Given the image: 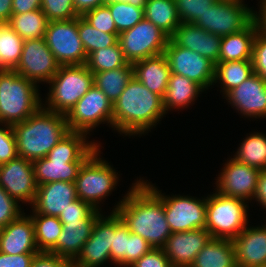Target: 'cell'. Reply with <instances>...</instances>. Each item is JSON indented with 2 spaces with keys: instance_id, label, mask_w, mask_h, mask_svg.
<instances>
[{
  "instance_id": "obj_1",
  "label": "cell",
  "mask_w": 266,
  "mask_h": 267,
  "mask_svg": "<svg viewBox=\"0 0 266 267\" xmlns=\"http://www.w3.org/2000/svg\"><path fill=\"white\" fill-rule=\"evenodd\" d=\"M132 182L109 211L116 212L129 231L144 238L152 248H163L172 234L163 200L142 176Z\"/></svg>"
},
{
  "instance_id": "obj_2",
  "label": "cell",
  "mask_w": 266,
  "mask_h": 267,
  "mask_svg": "<svg viewBox=\"0 0 266 267\" xmlns=\"http://www.w3.org/2000/svg\"><path fill=\"white\" fill-rule=\"evenodd\" d=\"M166 115L163 98L133 77L113 104V131L122 138H141L153 132Z\"/></svg>"
},
{
  "instance_id": "obj_3",
  "label": "cell",
  "mask_w": 266,
  "mask_h": 267,
  "mask_svg": "<svg viewBox=\"0 0 266 267\" xmlns=\"http://www.w3.org/2000/svg\"><path fill=\"white\" fill-rule=\"evenodd\" d=\"M102 142L82 132L69 131L47 154L33 161L37 186L55 181L75 183L83 163Z\"/></svg>"
},
{
  "instance_id": "obj_4",
  "label": "cell",
  "mask_w": 266,
  "mask_h": 267,
  "mask_svg": "<svg viewBox=\"0 0 266 267\" xmlns=\"http://www.w3.org/2000/svg\"><path fill=\"white\" fill-rule=\"evenodd\" d=\"M17 154L33 162L44 158L69 132L66 115L41 107L23 122L12 125Z\"/></svg>"
},
{
  "instance_id": "obj_5",
  "label": "cell",
  "mask_w": 266,
  "mask_h": 267,
  "mask_svg": "<svg viewBox=\"0 0 266 267\" xmlns=\"http://www.w3.org/2000/svg\"><path fill=\"white\" fill-rule=\"evenodd\" d=\"M42 87L15 70H0V124L23 122L42 107Z\"/></svg>"
},
{
  "instance_id": "obj_6",
  "label": "cell",
  "mask_w": 266,
  "mask_h": 267,
  "mask_svg": "<svg viewBox=\"0 0 266 267\" xmlns=\"http://www.w3.org/2000/svg\"><path fill=\"white\" fill-rule=\"evenodd\" d=\"M100 146L81 166L75 180L77 197L89 203L95 210L103 212L104 202L114 196L122 179L117 168L105 159ZM102 154V155H101ZM103 156V157H102ZM118 171V172H117Z\"/></svg>"
},
{
  "instance_id": "obj_7",
  "label": "cell",
  "mask_w": 266,
  "mask_h": 267,
  "mask_svg": "<svg viewBox=\"0 0 266 267\" xmlns=\"http://www.w3.org/2000/svg\"><path fill=\"white\" fill-rule=\"evenodd\" d=\"M42 107L67 115L76 103L94 86V75L86 64L62 65L47 83Z\"/></svg>"
},
{
  "instance_id": "obj_8",
  "label": "cell",
  "mask_w": 266,
  "mask_h": 267,
  "mask_svg": "<svg viewBox=\"0 0 266 267\" xmlns=\"http://www.w3.org/2000/svg\"><path fill=\"white\" fill-rule=\"evenodd\" d=\"M249 208L247 201L221 195L214 189L207 194L205 229L212 238L234 240L252 221Z\"/></svg>"
},
{
  "instance_id": "obj_9",
  "label": "cell",
  "mask_w": 266,
  "mask_h": 267,
  "mask_svg": "<svg viewBox=\"0 0 266 267\" xmlns=\"http://www.w3.org/2000/svg\"><path fill=\"white\" fill-rule=\"evenodd\" d=\"M143 180L162 198L170 231L184 232L204 229L206 226L207 194L199 197L189 194H166L150 179ZM163 191V192H162Z\"/></svg>"
},
{
  "instance_id": "obj_10",
  "label": "cell",
  "mask_w": 266,
  "mask_h": 267,
  "mask_svg": "<svg viewBox=\"0 0 266 267\" xmlns=\"http://www.w3.org/2000/svg\"><path fill=\"white\" fill-rule=\"evenodd\" d=\"M69 131L82 132L89 137L100 125L113 132V104L96 86H92L66 115ZM92 132V133H91Z\"/></svg>"
},
{
  "instance_id": "obj_11",
  "label": "cell",
  "mask_w": 266,
  "mask_h": 267,
  "mask_svg": "<svg viewBox=\"0 0 266 267\" xmlns=\"http://www.w3.org/2000/svg\"><path fill=\"white\" fill-rule=\"evenodd\" d=\"M247 0H217L193 24L212 34L224 37L238 33L253 21V8Z\"/></svg>"
},
{
  "instance_id": "obj_12",
  "label": "cell",
  "mask_w": 266,
  "mask_h": 267,
  "mask_svg": "<svg viewBox=\"0 0 266 267\" xmlns=\"http://www.w3.org/2000/svg\"><path fill=\"white\" fill-rule=\"evenodd\" d=\"M118 37L122 52L131 64L163 54L169 40L162 30L145 18Z\"/></svg>"
},
{
  "instance_id": "obj_13",
  "label": "cell",
  "mask_w": 266,
  "mask_h": 267,
  "mask_svg": "<svg viewBox=\"0 0 266 267\" xmlns=\"http://www.w3.org/2000/svg\"><path fill=\"white\" fill-rule=\"evenodd\" d=\"M44 39L60 66L86 64L88 56L79 38L78 18L49 21Z\"/></svg>"
},
{
  "instance_id": "obj_14",
  "label": "cell",
  "mask_w": 266,
  "mask_h": 267,
  "mask_svg": "<svg viewBox=\"0 0 266 267\" xmlns=\"http://www.w3.org/2000/svg\"><path fill=\"white\" fill-rule=\"evenodd\" d=\"M223 161L225 162L222 163V168L216 174L217 177L213 179L215 180V183L212 184L213 189L221 195L239 198L250 203L261 170L241 163L230 155Z\"/></svg>"
},
{
  "instance_id": "obj_15",
  "label": "cell",
  "mask_w": 266,
  "mask_h": 267,
  "mask_svg": "<svg viewBox=\"0 0 266 267\" xmlns=\"http://www.w3.org/2000/svg\"><path fill=\"white\" fill-rule=\"evenodd\" d=\"M164 54L171 73L182 75L200 85L206 92L212 89L215 64L208 58L176 45L170 38Z\"/></svg>"
},
{
  "instance_id": "obj_16",
  "label": "cell",
  "mask_w": 266,
  "mask_h": 267,
  "mask_svg": "<svg viewBox=\"0 0 266 267\" xmlns=\"http://www.w3.org/2000/svg\"><path fill=\"white\" fill-rule=\"evenodd\" d=\"M60 64L47 46L44 37L24 40L20 61L15 71L37 86L47 84Z\"/></svg>"
},
{
  "instance_id": "obj_17",
  "label": "cell",
  "mask_w": 266,
  "mask_h": 267,
  "mask_svg": "<svg viewBox=\"0 0 266 267\" xmlns=\"http://www.w3.org/2000/svg\"><path fill=\"white\" fill-rule=\"evenodd\" d=\"M113 212L104 211L95 221L90 238L72 261L73 267H107L111 263Z\"/></svg>"
},
{
  "instance_id": "obj_18",
  "label": "cell",
  "mask_w": 266,
  "mask_h": 267,
  "mask_svg": "<svg viewBox=\"0 0 266 267\" xmlns=\"http://www.w3.org/2000/svg\"><path fill=\"white\" fill-rule=\"evenodd\" d=\"M0 186L20 205L30 208L34 204L37 193L33 163L17 156L1 164Z\"/></svg>"
},
{
  "instance_id": "obj_19",
  "label": "cell",
  "mask_w": 266,
  "mask_h": 267,
  "mask_svg": "<svg viewBox=\"0 0 266 267\" xmlns=\"http://www.w3.org/2000/svg\"><path fill=\"white\" fill-rule=\"evenodd\" d=\"M222 99L244 120H266V82L258 74L254 73Z\"/></svg>"
},
{
  "instance_id": "obj_20",
  "label": "cell",
  "mask_w": 266,
  "mask_h": 267,
  "mask_svg": "<svg viewBox=\"0 0 266 267\" xmlns=\"http://www.w3.org/2000/svg\"><path fill=\"white\" fill-rule=\"evenodd\" d=\"M264 223H263V222ZM253 222L232 240L237 267H266V220ZM253 224V225H252Z\"/></svg>"
},
{
  "instance_id": "obj_21",
  "label": "cell",
  "mask_w": 266,
  "mask_h": 267,
  "mask_svg": "<svg viewBox=\"0 0 266 267\" xmlns=\"http://www.w3.org/2000/svg\"><path fill=\"white\" fill-rule=\"evenodd\" d=\"M211 238L205 228L173 232L162 249L173 267H190Z\"/></svg>"
},
{
  "instance_id": "obj_22",
  "label": "cell",
  "mask_w": 266,
  "mask_h": 267,
  "mask_svg": "<svg viewBox=\"0 0 266 267\" xmlns=\"http://www.w3.org/2000/svg\"><path fill=\"white\" fill-rule=\"evenodd\" d=\"M78 199L75 183L65 181L49 182L37 186L34 204L28 214H44L58 217L71 202ZM30 210V211H29Z\"/></svg>"
},
{
  "instance_id": "obj_23",
  "label": "cell",
  "mask_w": 266,
  "mask_h": 267,
  "mask_svg": "<svg viewBox=\"0 0 266 267\" xmlns=\"http://www.w3.org/2000/svg\"><path fill=\"white\" fill-rule=\"evenodd\" d=\"M23 212L17 219L0 229V252L4 254L38 253L33 220Z\"/></svg>"
},
{
  "instance_id": "obj_24",
  "label": "cell",
  "mask_w": 266,
  "mask_h": 267,
  "mask_svg": "<svg viewBox=\"0 0 266 267\" xmlns=\"http://www.w3.org/2000/svg\"><path fill=\"white\" fill-rule=\"evenodd\" d=\"M170 39L176 45L208 58L214 64L219 61L222 37L207 32L192 23L181 22Z\"/></svg>"
},
{
  "instance_id": "obj_25",
  "label": "cell",
  "mask_w": 266,
  "mask_h": 267,
  "mask_svg": "<svg viewBox=\"0 0 266 267\" xmlns=\"http://www.w3.org/2000/svg\"><path fill=\"white\" fill-rule=\"evenodd\" d=\"M133 77L149 91L164 98L171 75L166 55L160 54L132 63Z\"/></svg>"
},
{
  "instance_id": "obj_26",
  "label": "cell",
  "mask_w": 266,
  "mask_h": 267,
  "mask_svg": "<svg viewBox=\"0 0 266 267\" xmlns=\"http://www.w3.org/2000/svg\"><path fill=\"white\" fill-rule=\"evenodd\" d=\"M207 92L197 83L187 77L171 73L167 90L163 98V106L166 114L173 112H183L185 109H190L196 102L200 100L198 97H203L202 94Z\"/></svg>"
},
{
  "instance_id": "obj_27",
  "label": "cell",
  "mask_w": 266,
  "mask_h": 267,
  "mask_svg": "<svg viewBox=\"0 0 266 267\" xmlns=\"http://www.w3.org/2000/svg\"><path fill=\"white\" fill-rule=\"evenodd\" d=\"M95 221L62 222L63 231L58 237L57 244L49 252L73 261L90 238Z\"/></svg>"
},
{
  "instance_id": "obj_28",
  "label": "cell",
  "mask_w": 266,
  "mask_h": 267,
  "mask_svg": "<svg viewBox=\"0 0 266 267\" xmlns=\"http://www.w3.org/2000/svg\"><path fill=\"white\" fill-rule=\"evenodd\" d=\"M257 30V24L253 20L242 31L222 37L218 62L252 60Z\"/></svg>"
},
{
  "instance_id": "obj_29",
  "label": "cell",
  "mask_w": 266,
  "mask_h": 267,
  "mask_svg": "<svg viewBox=\"0 0 266 267\" xmlns=\"http://www.w3.org/2000/svg\"><path fill=\"white\" fill-rule=\"evenodd\" d=\"M253 74L252 60L218 62L215 64L212 88L217 87V91L223 98Z\"/></svg>"
},
{
  "instance_id": "obj_30",
  "label": "cell",
  "mask_w": 266,
  "mask_h": 267,
  "mask_svg": "<svg viewBox=\"0 0 266 267\" xmlns=\"http://www.w3.org/2000/svg\"><path fill=\"white\" fill-rule=\"evenodd\" d=\"M190 267H237L232 240L211 238Z\"/></svg>"
},
{
  "instance_id": "obj_31",
  "label": "cell",
  "mask_w": 266,
  "mask_h": 267,
  "mask_svg": "<svg viewBox=\"0 0 266 267\" xmlns=\"http://www.w3.org/2000/svg\"><path fill=\"white\" fill-rule=\"evenodd\" d=\"M242 139L239 141L236 151L233 150V154L230 152L231 156L246 165L260 170L266 169V132L253 129Z\"/></svg>"
},
{
  "instance_id": "obj_32",
  "label": "cell",
  "mask_w": 266,
  "mask_h": 267,
  "mask_svg": "<svg viewBox=\"0 0 266 267\" xmlns=\"http://www.w3.org/2000/svg\"><path fill=\"white\" fill-rule=\"evenodd\" d=\"M144 18L151 21L169 38L180 25L175 0H147Z\"/></svg>"
},
{
  "instance_id": "obj_33",
  "label": "cell",
  "mask_w": 266,
  "mask_h": 267,
  "mask_svg": "<svg viewBox=\"0 0 266 267\" xmlns=\"http://www.w3.org/2000/svg\"><path fill=\"white\" fill-rule=\"evenodd\" d=\"M93 75L94 86L100 89L110 102L114 104L127 86V83L133 78V67L129 63L125 67L99 72Z\"/></svg>"
},
{
  "instance_id": "obj_34",
  "label": "cell",
  "mask_w": 266,
  "mask_h": 267,
  "mask_svg": "<svg viewBox=\"0 0 266 267\" xmlns=\"http://www.w3.org/2000/svg\"><path fill=\"white\" fill-rule=\"evenodd\" d=\"M48 19L41 9L12 14L8 25L24 40L38 39L45 35Z\"/></svg>"
},
{
  "instance_id": "obj_35",
  "label": "cell",
  "mask_w": 266,
  "mask_h": 267,
  "mask_svg": "<svg viewBox=\"0 0 266 267\" xmlns=\"http://www.w3.org/2000/svg\"><path fill=\"white\" fill-rule=\"evenodd\" d=\"M24 39L8 24L0 23V70H15L22 54Z\"/></svg>"
},
{
  "instance_id": "obj_36",
  "label": "cell",
  "mask_w": 266,
  "mask_h": 267,
  "mask_svg": "<svg viewBox=\"0 0 266 267\" xmlns=\"http://www.w3.org/2000/svg\"><path fill=\"white\" fill-rule=\"evenodd\" d=\"M33 220L35 240L39 251L49 252L58 241L62 222L58 217L44 214H29Z\"/></svg>"
},
{
  "instance_id": "obj_37",
  "label": "cell",
  "mask_w": 266,
  "mask_h": 267,
  "mask_svg": "<svg viewBox=\"0 0 266 267\" xmlns=\"http://www.w3.org/2000/svg\"><path fill=\"white\" fill-rule=\"evenodd\" d=\"M128 64L119 42L90 53L86 61L87 68L93 74L125 67Z\"/></svg>"
},
{
  "instance_id": "obj_38",
  "label": "cell",
  "mask_w": 266,
  "mask_h": 267,
  "mask_svg": "<svg viewBox=\"0 0 266 267\" xmlns=\"http://www.w3.org/2000/svg\"><path fill=\"white\" fill-rule=\"evenodd\" d=\"M78 33L87 56L96 50L116 45L119 42V33L99 31L82 16L78 17Z\"/></svg>"
},
{
  "instance_id": "obj_39",
  "label": "cell",
  "mask_w": 266,
  "mask_h": 267,
  "mask_svg": "<svg viewBox=\"0 0 266 267\" xmlns=\"http://www.w3.org/2000/svg\"><path fill=\"white\" fill-rule=\"evenodd\" d=\"M115 22L117 32L133 28L138 22L144 18V8H139L127 2H107Z\"/></svg>"
},
{
  "instance_id": "obj_40",
  "label": "cell",
  "mask_w": 266,
  "mask_h": 267,
  "mask_svg": "<svg viewBox=\"0 0 266 267\" xmlns=\"http://www.w3.org/2000/svg\"><path fill=\"white\" fill-rule=\"evenodd\" d=\"M128 227L120 216L113 212V243L111 245V263L115 266H126V234Z\"/></svg>"
},
{
  "instance_id": "obj_41",
  "label": "cell",
  "mask_w": 266,
  "mask_h": 267,
  "mask_svg": "<svg viewBox=\"0 0 266 267\" xmlns=\"http://www.w3.org/2000/svg\"><path fill=\"white\" fill-rule=\"evenodd\" d=\"M41 10L48 21L72 20L79 17L73 0H41Z\"/></svg>"
},
{
  "instance_id": "obj_42",
  "label": "cell",
  "mask_w": 266,
  "mask_h": 267,
  "mask_svg": "<svg viewBox=\"0 0 266 267\" xmlns=\"http://www.w3.org/2000/svg\"><path fill=\"white\" fill-rule=\"evenodd\" d=\"M217 0H175L179 20L194 23Z\"/></svg>"
},
{
  "instance_id": "obj_43",
  "label": "cell",
  "mask_w": 266,
  "mask_h": 267,
  "mask_svg": "<svg viewBox=\"0 0 266 267\" xmlns=\"http://www.w3.org/2000/svg\"><path fill=\"white\" fill-rule=\"evenodd\" d=\"M103 212L95 210L89 203L76 199L58 216L61 222L96 220Z\"/></svg>"
},
{
  "instance_id": "obj_44",
  "label": "cell",
  "mask_w": 266,
  "mask_h": 267,
  "mask_svg": "<svg viewBox=\"0 0 266 267\" xmlns=\"http://www.w3.org/2000/svg\"><path fill=\"white\" fill-rule=\"evenodd\" d=\"M82 17L99 31L118 33L110 9L106 4L86 12Z\"/></svg>"
},
{
  "instance_id": "obj_45",
  "label": "cell",
  "mask_w": 266,
  "mask_h": 267,
  "mask_svg": "<svg viewBox=\"0 0 266 267\" xmlns=\"http://www.w3.org/2000/svg\"><path fill=\"white\" fill-rule=\"evenodd\" d=\"M0 186V229L17 219L25 210Z\"/></svg>"
},
{
  "instance_id": "obj_46",
  "label": "cell",
  "mask_w": 266,
  "mask_h": 267,
  "mask_svg": "<svg viewBox=\"0 0 266 267\" xmlns=\"http://www.w3.org/2000/svg\"><path fill=\"white\" fill-rule=\"evenodd\" d=\"M18 156L12 125L0 124V165Z\"/></svg>"
},
{
  "instance_id": "obj_47",
  "label": "cell",
  "mask_w": 266,
  "mask_h": 267,
  "mask_svg": "<svg viewBox=\"0 0 266 267\" xmlns=\"http://www.w3.org/2000/svg\"><path fill=\"white\" fill-rule=\"evenodd\" d=\"M152 247L141 236L128 232L126 234V266L133 265Z\"/></svg>"
},
{
  "instance_id": "obj_48",
  "label": "cell",
  "mask_w": 266,
  "mask_h": 267,
  "mask_svg": "<svg viewBox=\"0 0 266 267\" xmlns=\"http://www.w3.org/2000/svg\"><path fill=\"white\" fill-rule=\"evenodd\" d=\"M254 73L266 82V35L257 30L252 51Z\"/></svg>"
},
{
  "instance_id": "obj_49",
  "label": "cell",
  "mask_w": 266,
  "mask_h": 267,
  "mask_svg": "<svg viewBox=\"0 0 266 267\" xmlns=\"http://www.w3.org/2000/svg\"><path fill=\"white\" fill-rule=\"evenodd\" d=\"M131 267H173L162 248H152Z\"/></svg>"
},
{
  "instance_id": "obj_50",
  "label": "cell",
  "mask_w": 266,
  "mask_h": 267,
  "mask_svg": "<svg viewBox=\"0 0 266 267\" xmlns=\"http://www.w3.org/2000/svg\"><path fill=\"white\" fill-rule=\"evenodd\" d=\"M30 267H73V262L51 252L39 251L34 256Z\"/></svg>"
},
{
  "instance_id": "obj_51",
  "label": "cell",
  "mask_w": 266,
  "mask_h": 267,
  "mask_svg": "<svg viewBox=\"0 0 266 267\" xmlns=\"http://www.w3.org/2000/svg\"><path fill=\"white\" fill-rule=\"evenodd\" d=\"M37 253L4 254L0 252V267H30Z\"/></svg>"
},
{
  "instance_id": "obj_52",
  "label": "cell",
  "mask_w": 266,
  "mask_h": 267,
  "mask_svg": "<svg viewBox=\"0 0 266 267\" xmlns=\"http://www.w3.org/2000/svg\"><path fill=\"white\" fill-rule=\"evenodd\" d=\"M256 203V207H260L263 210L259 211H265L263 212L264 214H266V169L261 170L259 177H258V182H257V187L254 193V196L252 198V201L250 202V206H252L250 209H253V207L255 206ZM254 205V206H253ZM266 220V216L264 217L263 215V220Z\"/></svg>"
},
{
  "instance_id": "obj_53",
  "label": "cell",
  "mask_w": 266,
  "mask_h": 267,
  "mask_svg": "<svg viewBox=\"0 0 266 267\" xmlns=\"http://www.w3.org/2000/svg\"><path fill=\"white\" fill-rule=\"evenodd\" d=\"M41 9V0H12V14Z\"/></svg>"
},
{
  "instance_id": "obj_54",
  "label": "cell",
  "mask_w": 266,
  "mask_h": 267,
  "mask_svg": "<svg viewBox=\"0 0 266 267\" xmlns=\"http://www.w3.org/2000/svg\"><path fill=\"white\" fill-rule=\"evenodd\" d=\"M74 8L78 16H83L86 12L105 5L107 0H73Z\"/></svg>"
},
{
  "instance_id": "obj_55",
  "label": "cell",
  "mask_w": 266,
  "mask_h": 267,
  "mask_svg": "<svg viewBox=\"0 0 266 267\" xmlns=\"http://www.w3.org/2000/svg\"><path fill=\"white\" fill-rule=\"evenodd\" d=\"M257 3L258 7L253 8V20L257 24L258 31L266 35V0Z\"/></svg>"
},
{
  "instance_id": "obj_56",
  "label": "cell",
  "mask_w": 266,
  "mask_h": 267,
  "mask_svg": "<svg viewBox=\"0 0 266 267\" xmlns=\"http://www.w3.org/2000/svg\"><path fill=\"white\" fill-rule=\"evenodd\" d=\"M12 16V0H0V23L8 24Z\"/></svg>"
},
{
  "instance_id": "obj_57",
  "label": "cell",
  "mask_w": 266,
  "mask_h": 267,
  "mask_svg": "<svg viewBox=\"0 0 266 267\" xmlns=\"http://www.w3.org/2000/svg\"><path fill=\"white\" fill-rule=\"evenodd\" d=\"M127 2L129 4H132L133 6L144 8L147 0H107V2Z\"/></svg>"
},
{
  "instance_id": "obj_58",
  "label": "cell",
  "mask_w": 266,
  "mask_h": 267,
  "mask_svg": "<svg viewBox=\"0 0 266 267\" xmlns=\"http://www.w3.org/2000/svg\"><path fill=\"white\" fill-rule=\"evenodd\" d=\"M115 267H131V266H115Z\"/></svg>"
}]
</instances>
